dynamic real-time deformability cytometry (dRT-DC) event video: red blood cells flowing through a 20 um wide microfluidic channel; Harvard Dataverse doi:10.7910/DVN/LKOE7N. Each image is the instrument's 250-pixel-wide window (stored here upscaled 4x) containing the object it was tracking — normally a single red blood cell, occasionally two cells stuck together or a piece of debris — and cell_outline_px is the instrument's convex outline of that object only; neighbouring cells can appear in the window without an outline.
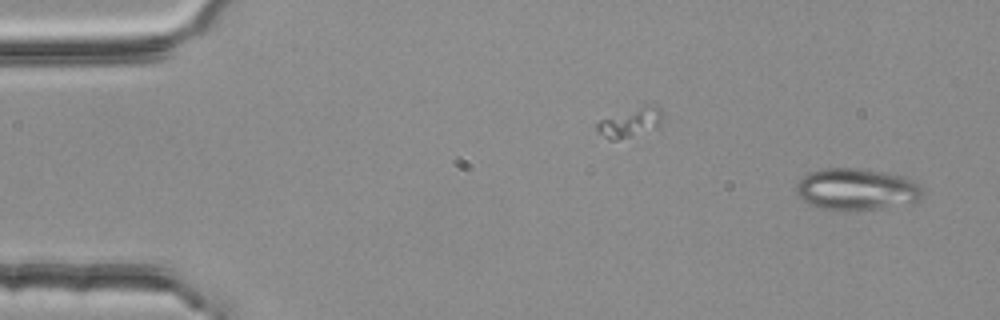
{"species": "common noctule bat (a hibernating species)", "species_latin": "Nyctalus noctula", "temperature_condition": "room temperature", "stored_images_in_passage": 2, "camera_frame_rate_fps": 3000, "um_per_image_px": 0.085, "animal": {"sex": "female", "body_mass_g": 25.1}, "frame": {"image": 1, "passage_image": 2, "time_ms": 0.333, "image_size_px": [1000, 320], "cell_outline_px": [[924, 196], [920, 200], [912, 204], [880, 208], [820, 208], [808, 204], [796, 192], [796, 184], [808, 172], [824, 168], [856, 168], [884, 172], [904, 176], [912, 180], [924, 192]], "centroid_in_image_um": [72.85, 16.06], "position_along_channel_um": 12.2, "area_um2": 30.35}}